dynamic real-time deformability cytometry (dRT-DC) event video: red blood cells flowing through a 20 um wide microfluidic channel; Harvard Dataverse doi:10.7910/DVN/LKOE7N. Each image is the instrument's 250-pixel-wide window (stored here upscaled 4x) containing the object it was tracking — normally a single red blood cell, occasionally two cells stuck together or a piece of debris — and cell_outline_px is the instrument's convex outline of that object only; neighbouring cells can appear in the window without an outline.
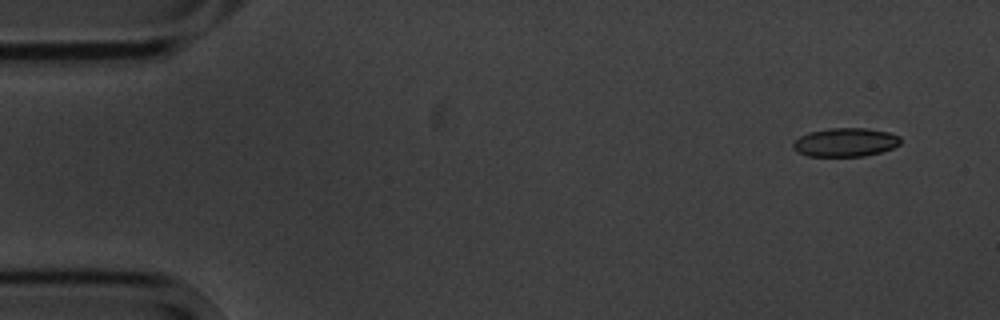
{"species": "common noctule bat (a hibernating species)", "species_latin": "Nyctalus noctula", "temperature_condition": "cold", "stored_images_in_passage": 7, "camera_frame_rate_fps": 3000, "um_per_image_px": 0.085, "animal": {"sex": "male", "body_mass_g": 20.1, "forearm_length_mm": 53.5}, "frame": {"image": 1, "passage_image": 1, "time_ms": 0.0, "image_size_px": [1000, 320], "cell_outline_px": [[900, 144], [892, 148], [880, 152], [864, 156], [808, 156], [796, 152], [792, 148], [792, 144], [800, 136], [808, 132], [828, 128], [864, 128], [888, 132], [900, 136]], "centroid_in_image_um": [71.82, 12.09], "position_along_channel_um": 13.2, "area_um2": 17.98}}
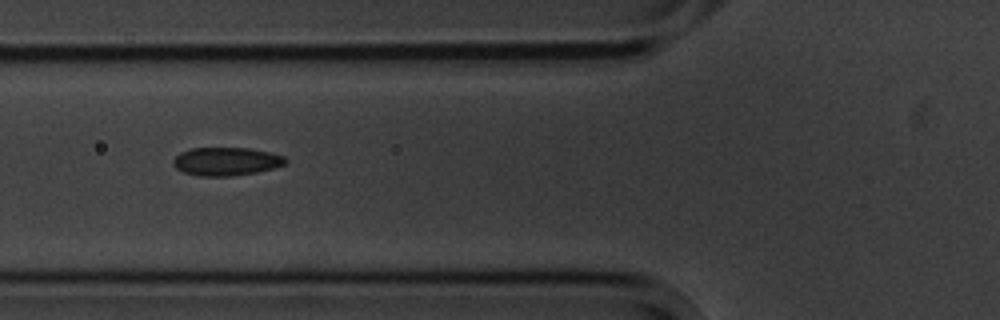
{"frame": {"image": 2, "passage_image": 6, "time_ms": 5.667, "image_size_px": [1000, 320], "cell_outline_px": [[288, 160], [284, 164], [272, 168], [256, 172], [228, 176], [200, 176], [184, 172], [176, 168], [172, 164], [172, 160], [180, 152], [192, 148], [248, 148], [268, 152], [284, 156]], "centroid_in_image_um": [19.19, 13.71], "position_along_channel_um": 106.6, "area_um2": 18.32}}
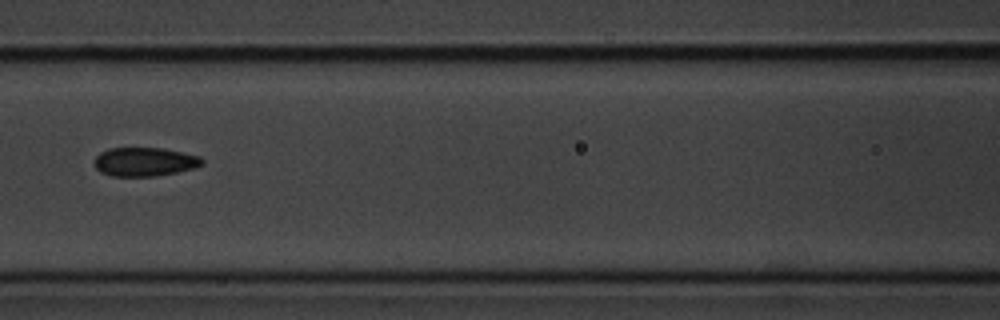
{"frame": {"image": 3, "passage_image": 7, "time_ms": 7.0, "image_size_px": [1000, 320], "cell_outline_px": [[204, 164], [192, 168], [176, 172], [152, 176], [112, 176], [100, 172], [96, 168], [92, 160], [100, 152], [108, 148], [164, 148], [200, 156], [204, 160]], "centroid_in_image_um": [12.26, 13.74], "position_along_channel_um": 154.3, "area_um2": 18.15}}